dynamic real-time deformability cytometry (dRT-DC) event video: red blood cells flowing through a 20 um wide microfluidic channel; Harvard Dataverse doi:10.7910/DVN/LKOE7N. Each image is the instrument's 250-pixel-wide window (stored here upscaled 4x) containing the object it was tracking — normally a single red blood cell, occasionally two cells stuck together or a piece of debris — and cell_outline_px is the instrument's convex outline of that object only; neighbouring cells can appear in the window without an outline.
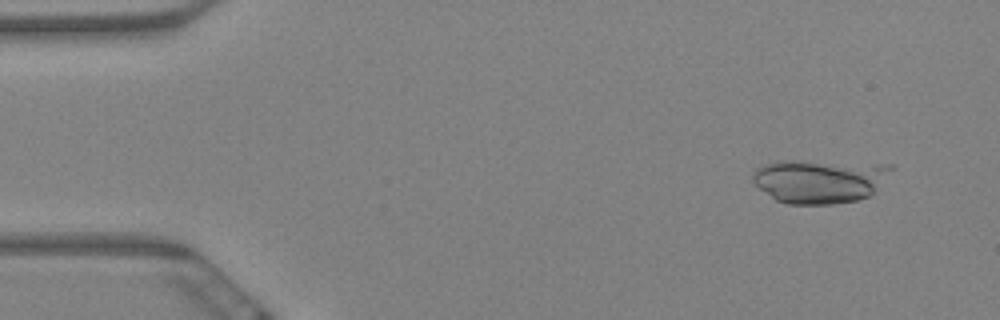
{"species": "Egyptian fruit bat (a non-hibernating species)", "species_latin": "Rousettus aegyptiacus", "temperature_condition": "warm", "stored_images_in_passage": 5, "camera_frame_rate_fps": 3000, "um_per_image_px": 0.085, "animal": {"sex": "female"}, "frame": {"image": 1, "passage_image": 1, "time_ms": 0.0, "image_size_px": [1000, 320], "cell_outline_px": [[892, 168], [872, 192], [868, 196], [856, 200], [832, 204], [788, 204], [776, 200], [760, 188], [752, 180], [752, 172], [756, 168], [764, 164], [784, 160], [796, 160], [892, 164]], "centroid_in_image_um": [69.61, 15.37], "position_along_channel_um": 15.4, "area_um2": 35.08}}
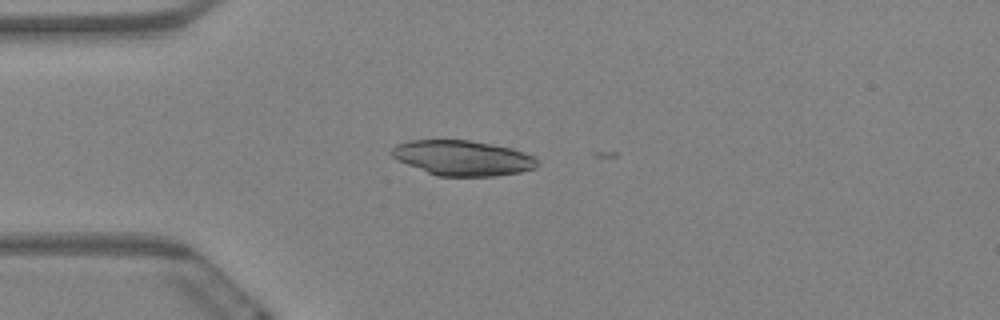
{"frame": {"image": 2, "passage_image": 4, "time_ms": 1.0, "image_size_px": [1000, 320], "cell_outline_px": [[540, 164], [536, 168], [520, 172], [496, 176], [436, 176], [408, 164], [392, 156], [392, 148], [396, 144], [408, 140], [468, 140], [492, 144], [512, 148], [536, 156], [540, 160]], "centroid_in_image_um": [39.4, 13.43], "position_along_channel_um": 45.6, "area_um2": 29.94}}